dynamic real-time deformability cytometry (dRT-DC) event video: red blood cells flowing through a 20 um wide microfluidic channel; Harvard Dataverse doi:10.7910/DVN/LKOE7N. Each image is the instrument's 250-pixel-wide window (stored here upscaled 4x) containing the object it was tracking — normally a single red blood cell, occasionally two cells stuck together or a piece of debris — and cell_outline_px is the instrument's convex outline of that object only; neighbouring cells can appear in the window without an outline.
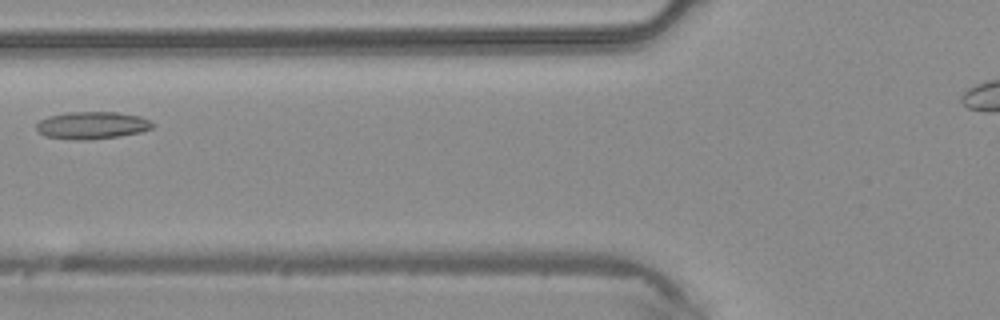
{"species": "common noctule bat (a hibernating species)", "species_latin": "Nyctalus noctula", "temperature_condition": "warm", "stored_images_in_passage": 4, "segment_of_instrument_passage": [1, 2], "camera_frame_rate_fps": 3000, "um_per_image_px": 0.085, "animal": {"sex": "male", "body_mass_g": 20.4}, "frame": {"image": 1, "passage_image": 3, "time_ms": 0.667, "image_size_px": [1000, 320], "cell_outline_px": [[156, 124], [152, 128], [140, 132], [120, 136], [88, 140], [72, 140], [44, 136], [36, 132], [36, 124], [40, 120], [48, 116], [68, 112], [116, 112], [140, 116], [152, 120]], "centroid_in_image_um": [7.82, 10.66], "position_along_channel_um": 118.0, "area_um2": 18.84}}